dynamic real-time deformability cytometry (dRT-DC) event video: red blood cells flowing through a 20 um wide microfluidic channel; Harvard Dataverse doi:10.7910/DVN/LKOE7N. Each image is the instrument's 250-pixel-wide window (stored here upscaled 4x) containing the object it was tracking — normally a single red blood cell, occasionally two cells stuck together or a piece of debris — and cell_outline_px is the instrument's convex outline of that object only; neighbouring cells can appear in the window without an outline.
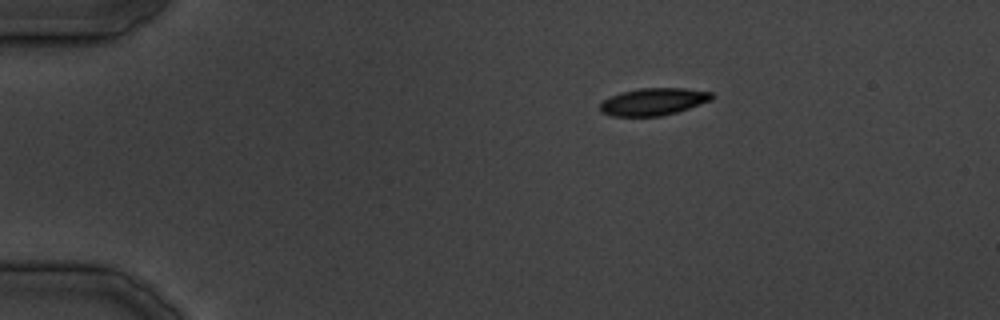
{"species": "common noctule bat (a hibernating species)", "species_latin": "Nyctalus noctula", "temperature_condition": "cold", "stored_images_in_passage": 31, "camera_frame_rate_fps": 3000, "um_per_image_px": 0.085, "animal": {"sex": "male", "body_mass_g": 19.5, "forearm_length_mm": 54.6}, "frame": {"image": 1, "passage_image": 1, "time_ms": 0.0, "image_size_px": [1000, 320], "cell_outline_px": [[712, 100], [676, 112], [660, 116], [612, 116], [600, 112], [600, 104], [604, 100], [620, 92], [640, 88], [684, 88], [712, 92]], "centroid_in_image_um": [55.52, 8.64], "position_along_channel_um": 29.5, "area_um2": 17.63}}
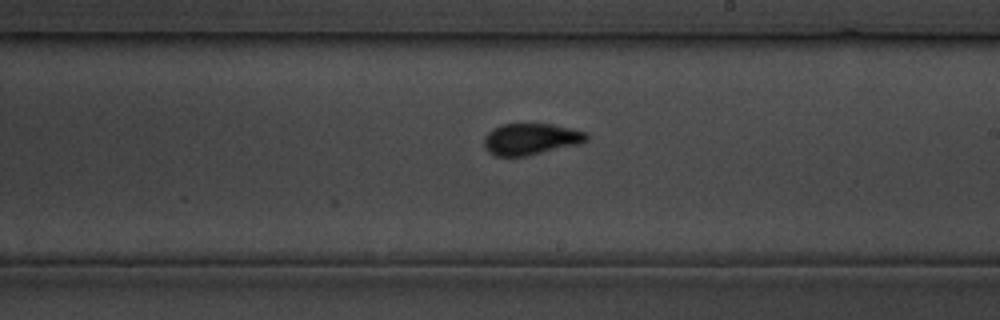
{"frame": {"image": 2, "passage_image": 17, "time_ms": 19.0, "image_size_px": [1000, 320], "cell_outline_px": [[588, 140], [580, 144], [524, 156], [496, 156], [488, 152], [484, 148], [484, 136], [492, 128], [500, 124], [552, 124], [588, 132]], "centroid_in_image_um": [45.11, 11.81], "position_along_channel_um": 243.9, "area_um2": 18.9}}
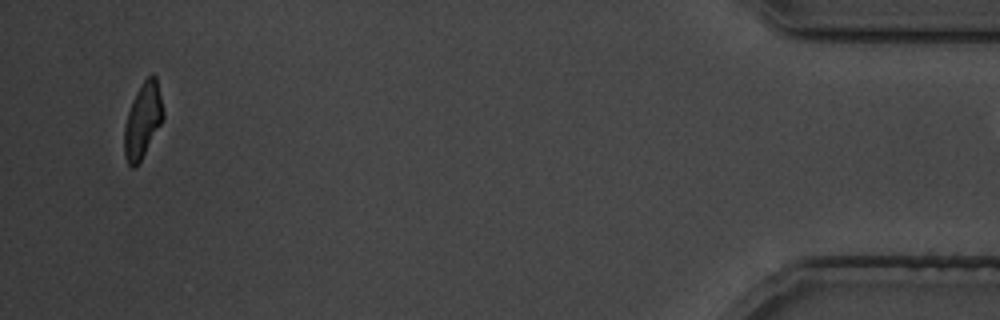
{"frame": {"image": 3, "passage_image": 30, "time_ms": 36.0, "image_size_px": [1000, 320], "cell_outline_px": [[164, 116], [160, 124], [136, 168], [132, 168], [128, 164], [124, 156], [124, 128], [128, 112], [132, 100], [140, 84], [152, 72], [156, 76], [164, 112]], "centroid_in_image_um": [12.12, 10.21], "position_along_channel_um": 423.1, "area_um2": 16.88}}